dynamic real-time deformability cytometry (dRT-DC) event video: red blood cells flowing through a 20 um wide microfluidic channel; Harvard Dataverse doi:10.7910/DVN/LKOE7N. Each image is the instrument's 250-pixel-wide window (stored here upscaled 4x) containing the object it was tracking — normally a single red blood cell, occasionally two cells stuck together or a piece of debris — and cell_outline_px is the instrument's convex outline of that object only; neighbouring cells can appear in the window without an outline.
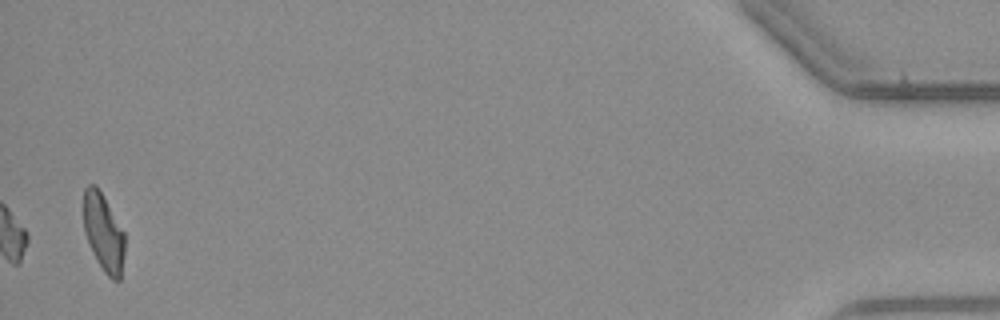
{"species": "common noctule bat (a hibernating species)", "species_latin": "Nyctalus noctula", "temperature_condition": "warm", "stored_images_in_passage": 40, "camera_frame_rate_fps": 3000, "um_per_image_px": 0.085, "animal": {"sex": "male", "body_mass_g": 23.1, "forearm_length_mm": 52.7}, "frame": {"image": 1, "passage_image": 40, "time_ms": 13.0, "image_size_px": [1000, 320], "cell_outline_px": [[124, 252], [120, 280], [112, 280], [104, 272], [96, 260], [92, 252], [84, 232], [84, 188], [88, 184], [96, 184], [124, 232]], "centroid_in_image_um": [8.78, 19.77], "position_along_channel_um": 426.4, "area_um2": 18.5}}